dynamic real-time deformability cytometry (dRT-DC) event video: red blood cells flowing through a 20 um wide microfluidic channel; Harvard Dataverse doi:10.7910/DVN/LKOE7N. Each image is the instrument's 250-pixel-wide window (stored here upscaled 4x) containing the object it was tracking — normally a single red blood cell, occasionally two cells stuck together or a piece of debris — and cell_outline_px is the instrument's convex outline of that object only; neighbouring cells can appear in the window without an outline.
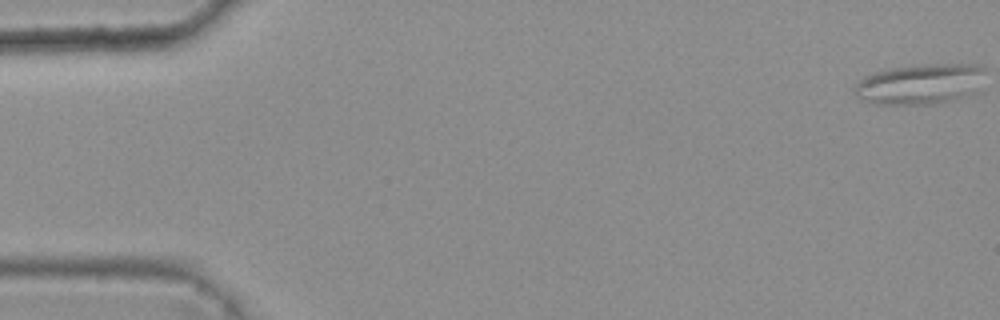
{"species": "common noctule bat (a hibernating species)", "species_latin": "Nyctalus noctula", "temperature_condition": "warm", "stored_images_in_passage": 9, "camera_frame_rate_fps": 3000, "um_per_image_px": 0.085, "animal": {"sex": "female", "body_mass_g": 25.1}, "frame": {"image": 1, "passage_image": 1, "time_ms": 0.0, "image_size_px": [1000, 320], "cell_outline_px": [[984, 68], [964, 96], [956, 100], [936, 104], [872, 104], [860, 100], [856, 96], [856, 84], [864, 76], [876, 72], [892, 68], [912, 64], [980, 64]], "centroid_in_image_um": [78.05, 7.14], "position_along_channel_um": 6.9, "area_um2": 30.0}}